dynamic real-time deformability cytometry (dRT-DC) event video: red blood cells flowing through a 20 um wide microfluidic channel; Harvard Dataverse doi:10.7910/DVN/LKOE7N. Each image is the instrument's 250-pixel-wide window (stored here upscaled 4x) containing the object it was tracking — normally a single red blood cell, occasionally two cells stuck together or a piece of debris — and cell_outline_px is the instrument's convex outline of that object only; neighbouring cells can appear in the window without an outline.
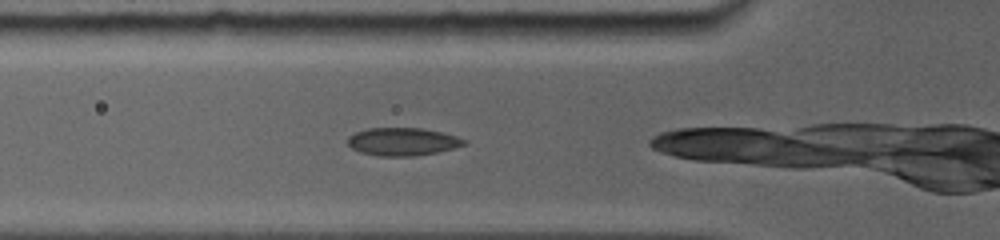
{"species": "common noctule bat (a hibernating species)", "species_latin": "Nyctalus noctula", "temperature_condition": "room temperature", "stored_images_in_passage": 19, "camera_frame_rate_fps": 5000, "um_per_image_px": 0.085, "animal": {"sex": "female", "body_mass_g": 19.0, "forearm_length_mm": 56.7}, "frame": {"image": 1, "passage_image": 2, "time_ms": 0.6, "image_size_px": [1000, 240], "cell_outline_px": [[468, 144], [436, 152], [416, 156], [376, 156], [360, 152], [352, 148], [348, 144], [348, 136], [356, 132], [368, 128], [420, 128], [440, 132], [456, 136], [468, 140]], "centroid_in_image_um": [34.22, 12.04], "position_along_channel_um": 91.6, "area_um2": 18.9}}
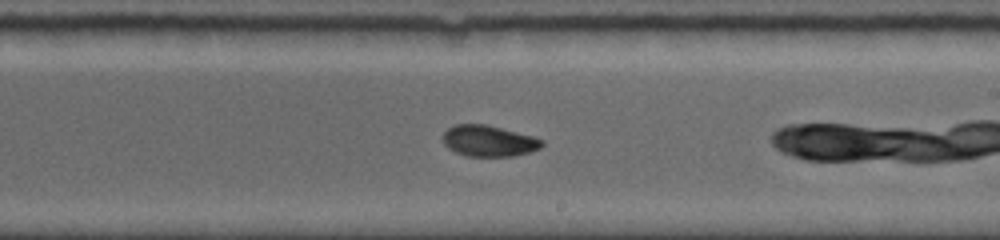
{"frame": {"image": 2, "passage_image": 9, "time_ms": 4.6, "image_size_px": [1000, 240], "cell_outline_px": [[544, 144], [540, 148], [516, 156], [468, 156], [456, 152], [448, 148], [444, 144], [440, 136], [448, 128], [456, 124], [484, 124], [532, 136], [544, 140]], "centroid_in_image_um": [41.51, 11.98], "position_along_channel_um": 247.5, "area_um2": 17.92}}
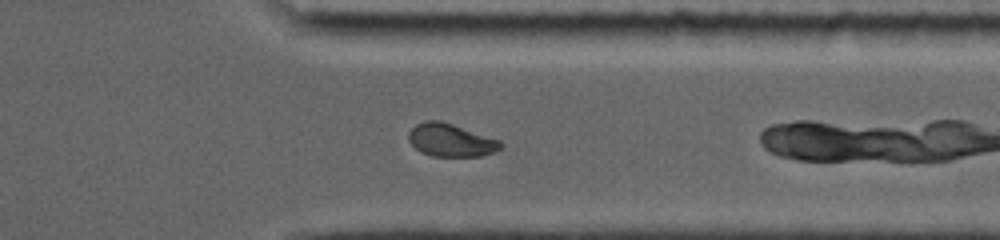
{"frame": {"image": 3, "passage_image": 15, "time_ms": 7.8, "image_size_px": [1000, 240], "cell_outline_px": [[504, 144], [496, 152], [480, 156], [432, 156], [420, 152], [408, 140], [408, 132], [416, 124], [424, 120], [440, 120], [500, 140]], "centroid_in_image_um": [38.31, 11.91], "position_along_channel_um": 373.1, "area_um2": 17.69}}